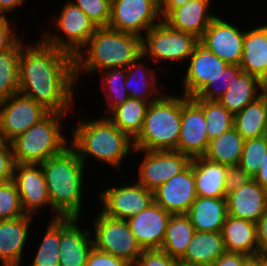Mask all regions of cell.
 <instances>
[{
  "label": "cell",
  "instance_id": "6da1fadb",
  "mask_svg": "<svg viewBox=\"0 0 267 266\" xmlns=\"http://www.w3.org/2000/svg\"><path fill=\"white\" fill-rule=\"evenodd\" d=\"M19 92L50 112L72 109L76 87L74 56L46 43L22 45L19 56Z\"/></svg>",
  "mask_w": 267,
  "mask_h": 266
},
{
  "label": "cell",
  "instance_id": "7a4b0ae2",
  "mask_svg": "<svg viewBox=\"0 0 267 266\" xmlns=\"http://www.w3.org/2000/svg\"><path fill=\"white\" fill-rule=\"evenodd\" d=\"M47 184L52 219L59 217L79 218L82 209L85 164L77 152L67 147L62 153L40 163ZM84 171V172H83Z\"/></svg>",
  "mask_w": 267,
  "mask_h": 266
},
{
  "label": "cell",
  "instance_id": "3957f363",
  "mask_svg": "<svg viewBox=\"0 0 267 266\" xmlns=\"http://www.w3.org/2000/svg\"><path fill=\"white\" fill-rule=\"evenodd\" d=\"M140 55L141 37L109 27H98L84 48L74 57L76 84L82 72L90 75L98 70L127 68Z\"/></svg>",
  "mask_w": 267,
  "mask_h": 266
},
{
  "label": "cell",
  "instance_id": "277c9868",
  "mask_svg": "<svg viewBox=\"0 0 267 266\" xmlns=\"http://www.w3.org/2000/svg\"><path fill=\"white\" fill-rule=\"evenodd\" d=\"M69 132L70 146L84 164L87 157L92 156L102 164L119 169L124 159L134 152L133 140L104 115L90 121L81 119Z\"/></svg>",
  "mask_w": 267,
  "mask_h": 266
},
{
  "label": "cell",
  "instance_id": "5b68a950",
  "mask_svg": "<svg viewBox=\"0 0 267 266\" xmlns=\"http://www.w3.org/2000/svg\"><path fill=\"white\" fill-rule=\"evenodd\" d=\"M182 117V95L162 94L150 103L139 134L133 139L134 150H176Z\"/></svg>",
  "mask_w": 267,
  "mask_h": 266
},
{
  "label": "cell",
  "instance_id": "8992f818",
  "mask_svg": "<svg viewBox=\"0 0 267 266\" xmlns=\"http://www.w3.org/2000/svg\"><path fill=\"white\" fill-rule=\"evenodd\" d=\"M66 115L50 112L39 123L13 139L10 143L15 163L40 164L69 147V140L61 132V124Z\"/></svg>",
  "mask_w": 267,
  "mask_h": 266
},
{
  "label": "cell",
  "instance_id": "52a82bcc",
  "mask_svg": "<svg viewBox=\"0 0 267 266\" xmlns=\"http://www.w3.org/2000/svg\"><path fill=\"white\" fill-rule=\"evenodd\" d=\"M198 42L195 35L172 29L161 21L143 35L142 55L149 61H187Z\"/></svg>",
  "mask_w": 267,
  "mask_h": 266
},
{
  "label": "cell",
  "instance_id": "ba28073f",
  "mask_svg": "<svg viewBox=\"0 0 267 266\" xmlns=\"http://www.w3.org/2000/svg\"><path fill=\"white\" fill-rule=\"evenodd\" d=\"M67 2V3H66ZM59 16H54V23L57 30L64 33L50 34L45 32L42 39L60 50L70 53L74 57L87 44L90 37L96 32V24L72 1H66ZM65 35V36H64ZM65 37V38H64Z\"/></svg>",
  "mask_w": 267,
  "mask_h": 266
},
{
  "label": "cell",
  "instance_id": "9c48e42d",
  "mask_svg": "<svg viewBox=\"0 0 267 266\" xmlns=\"http://www.w3.org/2000/svg\"><path fill=\"white\" fill-rule=\"evenodd\" d=\"M94 218V247L100 251L122 258L133 265L143 249L132 233L127 220L114 219L100 211Z\"/></svg>",
  "mask_w": 267,
  "mask_h": 266
},
{
  "label": "cell",
  "instance_id": "30bf717a",
  "mask_svg": "<svg viewBox=\"0 0 267 266\" xmlns=\"http://www.w3.org/2000/svg\"><path fill=\"white\" fill-rule=\"evenodd\" d=\"M161 21L160 0H116L111 3L108 27L142 38Z\"/></svg>",
  "mask_w": 267,
  "mask_h": 266
},
{
  "label": "cell",
  "instance_id": "8fae6325",
  "mask_svg": "<svg viewBox=\"0 0 267 266\" xmlns=\"http://www.w3.org/2000/svg\"><path fill=\"white\" fill-rule=\"evenodd\" d=\"M50 111L42 104L20 92L0 102V138L11 142L33 125L39 123Z\"/></svg>",
  "mask_w": 267,
  "mask_h": 266
},
{
  "label": "cell",
  "instance_id": "7c38bea8",
  "mask_svg": "<svg viewBox=\"0 0 267 266\" xmlns=\"http://www.w3.org/2000/svg\"><path fill=\"white\" fill-rule=\"evenodd\" d=\"M144 153L138 168L136 182L150 191H155L173 176L184 171L192 158L176 150L145 151L134 150V153Z\"/></svg>",
  "mask_w": 267,
  "mask_h": 266
},
{
  "label": "cell",
  "instance_id": "4fadbf2b",
  "mask_svg": "<svg viewBox=\"0 0 267 266\" xmlns=\"http://www.w3.org/2000/svg\"><path fill=\"white\" fill-rule=\"evenodd\" d=\"M101 212L106 216L128 220L154 202L153 192L137 183L108 187L99 193Z\"/></svg>",
  "mask_w": 267,
  "mask_h": 266
},
{
  "label": "cell",
  "instance_id": "5bb4252c",
  "mask_svg": "<svg viewBox=\"0 0 267 266\" xmlns=\"http://www.w3.org/2000/svg\"><path fill=\"white\" fill-rule=\"evenodd\" d=\"M207 122L202 106L193 98L182 95V117L176 151L191 158L203 156L208 148Z\"/></svg>",
  "mask_w": 267,
  "mask_h": 266
},
{
  "label": "cell",
  "instance_id": "9a60e30c",
  "mask_svg": "<svg viewBox=\"0 0 267 266\" xmlns=\"http://www.w3.org/2000/svg\"><path fill=\"white\" fill-rule=\"evenodd\" d=\"M241 30V31H240ZM245 31L216 16L199 41L228 65H240Z\"/></svg>",
  "mask_w": 267,
  "mask_h": 266
},
{
  "label": "cell",
  "instance_id": "2e32d148",
  "mask_svg": "<svg viewBox=\"0 0 267 266\" xmlns=\"http://www.w3.org/2000/svg\"><path fill=\"white\" fill-rule=\"evenodd\" d=\"M13 181L19 192L22 209L26 214L34 216L41 207L51 208L41 164L15 163Z\"/></svg>",
  "mask_w": 267,
  "mask_h": 266
},
{
  "label": "cell",
  "instance_id": "e0dca14e",
  "mask_svg": "<svg viewBox=\"0 0 267 266\" xmlns=\"http://www.w3.org/2000/svg\"><path fill=\"white\" fill-rule=\"evenodd\" d=\"M154 202L172 215L187 214L196 200L195 177L191 164L153 191Z\"/></svg>",
  "mask_w": 267,
  "mask_h": 266
},
{
  "label": "cell",
  "instance_id": "ac0fdd59",
  "mask_svg": "<svg viewBox=\"0 0 267 266\" xmlns=\"http://www.w3.org/2000/svg\"><path fill=\"white\" fill-rule=\"evenodd\" d=\"M78 223L79 218L60 217L59 266H86L94 247L92 232Z\"/></svg>",
  "mask_w": 267,
  "mask_h": 266
},
{
  "label": "cell",
  "instance_id": "d6986e66",
  "mask_svg": "<svg viewBox=\"0 0 267 266\" xmlns=\"http://www.w3.org/2000/svg\"><path fill=\"white\" fill-rule=\"evenodd\" d=\"M183 83V95L194 97L206 83L217 78L227 67V63L212 53L200 41L196 44L189 57Z\"/></svg>",
  "mask_w": 267,
  "mask_h": 266
},
{
  "label": "cell",
  "instance_id": "ffe728a7",
  "mask_svg": "<svg viewBox=\"0 0 267 266\" xmlns=\"http://www.w3.org/2000/svg\"><path fill=\"white\" fill-rule=\"evenodd\" d=\"M171 215L153 202L146 209L127 220L143 250L161 249Z\"/></svg>",
  "mask_w": 267,
  "mask_h": 266
},
{
  "label": "cell",
  "instance_id": "44dd1931",
  "mask_svg": "<svg viewBox=\"0 0 267 266\" xmlns=\"http://www.w3.org/2000/svg\"><path fill=\"white\" fill-rule=\"evenodd\" d=\"M227 215L257 222L267 210V189L253 178L227 194Z\"/></svg>",
  "mask_w": 267,
  "mask_h": 266
},
{
  "label": "cell",
  "instance_id": "7402d4cb",
  "mask_svg": "<svg viewBox=\"0 0 267 266\" xmlns=\"http://www.w3.org/2000/svg\"><path fill=\"white\" fill-rule=\"evenodd\" d=\"M33 215L0 220V263L2 266H21L23 250L29 237Z\"/></svg>",
  "mask_w": 267,
  "mask_h": 266
},
{
  "label": "cell",
  "instance_id": "603a6c76",
  "mask_svg": "<svg viewBox=\"0 0 267 266\" xmlns=\"http://www.w3.org/2000/svg\"><path fill=\"white\" fill-rule=\"evenodd\" d=\"M211 0H190L172 10L162 21L172 29L188 32L200 39L216 17L210 10Z\"/></svg>",
  "mask_w": 267,
  "mask_h": 266
},
{
  "label": "cell",
  "instance_id": "cb8c5ba5",
  "mask_svg": "<svg viewBox=\"0 0 267 266\" xmlns=\"http://www.w3.org/2000/svg\"><path fill=\"white\" fill-rule=\"evenodd\" d=\"M192 169L197 196L226 198L227 165L216 163L200 156L192 158Z\"/></svg>",
  "mask_w": 267,
  "mask_h": 266
},
{
  "label": "cell",
  "instance_id": "d4e9b609",
  "mask_svg": "<svg viewBox=\"0 0 267 266\" xmlns=\"http://www.w3.org/2000/svg\"><path fill=\"white\" fill-rule=\"evenodd\" d=\"M225 250L246 255H256L260 252L257 240L256 223L247 219L226 217L221 230Z\"/></svg>",
  "mask_w": 267,
  "mask_h": 266
},
{
  "label": "cell",
  "instance_id": "484cf974",
  "mask_svg": "<svg viewBox=\"0 0 267 266\" xmlns=\"http://www.w3.org/2000/svg\"><path fill=\"white\" fill-rule=\"evenodd\" d=\"M186 215L195 231L221 232L227 217V200L197 196Z\"/></svg>",
  "mask_w": 267,
  "mask_h": 266
},
{
  "label": "cell",
  "instance_id": "4316f807",
  "mask_svg": "<svg viewBox=\"0 0 267 266\" xmlns=\"http://www.w3.org/2000/svg\"><path fill=\"white\" fill-rule=\"evenodd\" d=\"M226 252L221 232L196 231L184 255L178 260L194 266H211Z\"/></svg>",
  "mask_w": 267,
  "mask_h": 266
},
{
  "label": "cell",
  "instance_id": "83f0119b",
  "mask_svg": "<svg viewBox=\"0 0 267 266\" xmlns=\"http://www.w3.org/2000/svg\"><path fill=\"white\" fill-rule=\"evenodd\" d=\"M239 66L258 78L267 73V24L245 31Z\"/></svg>",
  "mask_w": 267,
  "mask_h": 266
},
{
  "label": "cell",
  "instance_id": "f1b7e54d",
  "mask_svg": "<svg viewBox=\"0 0 267 266\" xmlns=\"http://www.w3.org/2000/svg\"><path fill=\"white\" fill-rule=\"evenodd\" d=\"M144 58L145 56L140 55L126 68L125 87L130 98L151 103L157 100L162 95V92L160 88H157L159 87L156 81L157 69L153 70L146 67L147 65L143 64L145 62H141Z\"/></svg>",
  "mask_w": 267,
  "mask_h": 266
},
{
  "label": "cell",
  "instance_id": "f546056e",
  "mask_svg": "<svg viewBox=\"0 0 267 266\" xmlns=\"http://www.w3.org/2000/svg\"><path fill=\"white\" fill-rule=\"evenodd\" d=\"M260 97V78L242 72L218 101L233 115Z\"/></svg>",
  "mask_w": 267,
  "mask_h": 266
},
{
  "label": "cell",
  "instance_id": "4dcf8cb0",
  "mask_svg": "<svg viewBox=\"0 0 267 266\" xmlns=\"http://www.w3.org/2000/svg\"><path fill=\"white\" fill-rule=\"evenodd\" d=\"M233 127L245 139L267 135V101L259 97L234 115Z\"/></svg>",
  "mask_w": 267,
  "mask_h": 266
},
{
  "label": "cell",
  "instance_id": "1f68e13d",
  "mask_svg": "<svg viewBox=\"0 0 267 266\" xmlns=\"http://www.w3.org/2000/svg\"><path fill=\"white\" fill-rule=\"evenodd\" d=\"M149 105V102L129 98L104 115L133 140L142 128Z\"/></svg>",
  "mask_w": 267,
  "mask_h": 266
},
{
  "label": "cell",
  "instance_id": "d6a6232c",
  "mask_svg": "<svg viewBox=\"0 0 267 266\" xmlns=\"http://www.w3.org/2000/svg\"><path fill=\"white\" fill-rule=\"evenodd\" d=\"M245 139L232 127L220 136L209 140L204 158L227 166L238 165Z\"/></svg>",
  "mask_w": 267,
  "mask_h": 266
},
{
  "label": "cell",
  "instance_id": "836d02e7",
  "mask_svg": "<svg viewBox=\"0 0 267 266\" xmlns=\"http://www.w3.org/2000/svg\"><path fill=\"white\" fill-rule=\"evenodd\" d=\"M195 232L186 214L171 215L161 249L179 260L186 252Z\"/></svg>",
  "mask_w": 267,
  "mask_h": 266
},
{
  "label": "cell",
  "instance_id": "e575fe53",
  "mask_svg": "<svg viewBox=\"0 0 267 266\" xmlns=\"http://www.w3.org/2000/svg\"><path fill=\"white\" fill-rule=\"evenodd\" d=\"M23 40L0 54V102L19 92V56Z\"/></svg>",
  "mask_w": 267,
  "mask_h": 266
},
{
  "label": "cell",
  "instance_id": "d590c367",
  "mask_svg": "<svg viewBox=\"0 0 267 266\" xmlns=\"http://www.w3.org/2000/svg\"><path fill=\"white\" fill-rule=\"evenodd\" d=\"M59 246L60 217L51 218L30 266H59Z\"/></svg>",
  "mask_w": 267,
  "mask_h": 266
},
{
  "label": "cell",
  "instance_id": "8d00e7d4",
  "mask_svg": "<svg viewBox=\"0 0 267 266\" xmlns=\"http://www.w3.org/2000/svg\"><path fill=\"white\" fill-rule=\"evenodd\" d=\"M100 73L103 75L100 80L101 91L103 90L108 105L105 112L109 113L130 98L125 87L126 68H111Z\"/></svg>",
  "mask_w": 267,
  "mask_h": 266
},
{
  "label": "cell",
  "instance_id": "74e56055",
  "mask_svg": "<svg viewBox=\"0 0 267 266\" xmlns=\"http://www.w3.org/2000/svg\"><path fill=\"white\" fill-rule=\"evenodd\" d=\"M201 106L207 122L209 140L220 136L233 127L234 115L218 100L195 99Z\"/></svg>",
  "mask_w": 267,
  "mask_h": 266
},
{
  "label": "cell",
  "instance_id": "f35d334b",
  "mask_svg": "<svg viewBox=\"0 0 267 266\" xmlns=\"http://www.w3.org/2000/svg\"><path fill=\"white\" fill-rule=\"evenodd\" d=\"M242 72L243 69L238 65H227L217 78L206 83L193 98L218 100Z\"/></svg>",
  "mask_w": 267,
  "mask_h": 266
},
{
  "label": "cell",
  "instance_id": "ab89813d",
  "mask_svg": "<svg viewBox=\"0 0 267 266\" xmlns=\"http://www.w3.org/2000/svg\"><path fill=\"white\" fill-rule=\"evenodd\" d=\"M267 153V135L247 139L244 142L242 155L238 163L253 178L259 170L260 161Z\"/></svg>",
  "mask_w": 267,
  "mask_h": 266
},
{
  "label": "cell",
  "instance_id": "60d3db41",
  "mask_svg": "<svg viewBox=\"0 0 267 266\" xmlns=\"http://www.w3.org/2000/svg\"><path fill=\"white\" fill-rule=\"evenodd\" d=\"M26 215L23 211L15 182L0 181V220H10Z\"/></svg>",
  "mask_w": 267,
  "mask_h": 266
},
{
  "label": "cell",
  "instance_id": "b9f144b4",
  "mask_svg": "<svg viewBox=\"0 0 267 266\" xmlns=\"http://www.w3.org/2000/svg\"><path fill=\"white\" fill-rule=\"evenodd\" d=\"M97 27H108L111 3L108 0H71Z\"/></svg>",
  "mask_w": 267,
  "mask_h": 266
},
{
  "label": "cell",
  "instance_id": "7bdbcfd3",
  "mask_svg": "<svg viewBox=\"0 0 267 266\" xmlns=\"http://www.w3.org/2000/svg\"><path fill=\"white\" fill-rule=\"evenodd\" d=\"M178 260L162 249L143 250L132 266H177Z\"/></svg>",
  "mask_w": 267,
  "mask_h": 266
},
{
  "label": "cell",
  "instance_id": "ee69618b",
  "mask_svg": "<svg viewBox=\"0 0 267 266\" xmlns=\"http://www.w3.org/2000/svg\"><path fill=\"white\" fill-rule=\"evenodd\" d=\"M15 160L10 142L0 141V181L13 179Z\"/></svg>",
  "mask_w": 267,
  "mask_h": 266
},
{
  "label": "cell",
  "instance_id": "f6af8a7d",
  "mask_svg": "<svg viewBox=\"0 0 267 266\" xmlns=\"http://www.w3.org/2000/svg\"><path fill=\"white\" fill-rule=\"evenodd\" d=\"M252 178L247 172L239 165L227 166L226 180H225V193L237 190L242 185H245Z\"/></svg>",
  "mask_w": 267,
  "mask_h": 266
},
{
  "label": "cell",
  "instance_id": "bcb514c9",
  "mask_svg": "<svg viewBox=\"0 0 267 266\" xmlns=\"http://www.w3.org/2000/svg\"><path fill=\"white\" fill-rule=\"evenodd\" d=\"M86 266H132L126 260L115 257L109 253L100 251L93 247L91 250Z\"/></svg>",
  "mask_w": 267,
  "mask_h": 266
},
{
  "label": "cell",
  "instance_id": "7dc6e473",
  "mask_svg": "<svg viewBox=\"0 0 267 266\" xmlns=\"http://www.w3.org/2000/svg\"><path fill=\"white\" fill-rule=\"evenodd\" d=\"M8 19L6 15H0V54L11 49L20 40Z\"/></svg>",
  "mask_w": 267,
  "mask_h": 266
},
{
  "label": "cell",
  "instance_id": "c3c4849f",
  "mask_svg": "<svg viewBox=\"0 0 267 266\" xmlns=\"http://www.w3.org/2000/svg\"><path fill=\"white\" fill-rule=\"evenodd\" d=\"M247 256L239 252L226 251L211 266H242Z\"/></svg>",
  "mask_w": 267,
  "mask_h": 266
},
{
  "label": "cell",
  "instance_id": "681fc988",
  "mask_svg": "<svg viewBox=\"0 0 267 266\" xmlns=\"http://www.w3.org/2000/svg\"><path fill=\"white\" fill-rule=\"evenodd\" d=\"M257 240L260 252H267V210L256 222Z\"/></svg>",
  "mask_w": 267,
  "mask_h": 266
},
{
  "label": "cell",
  "instance_id": "f907efd6",
  "mask_svg": "<svg viewBox=\"0 0 267 266\" xmlns=\"http://www.w3.org/2000/svg\"><path fill=\"white\" fill-rule=\"evenodd\" d=\"M190 0H160V13L162 20L175 8L183 6Z\"/></svg>",
  "mask_w": 267,
  "mask_h": 266
},
{
  "label": "cell",
  "instance_id": "816d5d0a",
  "mask_svg": "<svg viewBox=\"0 0 267 266\" xmlns=\"http://www.w3.org/2000/svg\"><path fill=\"white\" fill-rule=\"evenodd\" d=\"M262 187L267 189V153L260 161L258 173L253 177Z\"/></svg>",
  "mask_w": 267,
  "mask_h": 266
},
{
  "label": "cell",
  "instance_id": "f5cc1de1",
  "mask_svg": "<svg viewBox=\"0 0 267 266\" xmlns=\"http://www.w3.org/2000/svg\"><path fill=\"white\" fill-rule=\"evenodd\" d=\"M26 0H0V15H8V13L16 11ZM6 13V14H5Z\"/></svg>",
  "mask_w": 267,
  "mask_h": 266
},
{
  "label": "cell",
  "instance_id": "db71d44e",
  "mask_svg": "<svg viewBox=\"0 0 267 266\" xmlns=\"http://www.w3.org/2000/svg\"><path fill=\"white\" fill-rule=\"evenodd\" d=\"M242 266H261V257L256 255H248L244 261Z\"/></svg>",
  "mask_w": 267,
  "mask_h": 266
},
{
  "label": "cell",
  "instance_id": "11a10c76",
  "mask_svg": "<svg viewBox=\"0 0 267 266\" xmlns=\"http://www.w3.org/2000/svg\"><path fill=\"white\" fill-rule=\"evenodd\" d=\"M260 97L267 101V73L260 78Z\"/></svg>",
  "mask_w": 267,
  "mask_h": 266
},
{
  "label": "cell",
  "instance_id": "9f6ffc18",
  "mask_svg": "<svg viewBox=\"0 0 267 266\" xmlns=\"http://www.w3.org/2000/svg\"><path fill=\"white\" fill-rule=\"evenodd\" d=\"M258 255L261 257V266H267V252H259Z\"/></svg>",
  "mask_w": 267,
  "mask_h": 266
},
{
  "label": "cell",
  "instance_id": "6f0895ef",
  "mask_svg": "<svg viewBox=\"0 0 267 266\" xmlns=\"http://www.w3.org/2000/svg\"><path fill=\"white\" fill-rule=\"evenodd\" d=\"M177 266H194V265H187V264H184V263H181V262H177Z\"/></svg>",
  "mask_w": 267,
  "mask_h": 266
}]
</instances>
